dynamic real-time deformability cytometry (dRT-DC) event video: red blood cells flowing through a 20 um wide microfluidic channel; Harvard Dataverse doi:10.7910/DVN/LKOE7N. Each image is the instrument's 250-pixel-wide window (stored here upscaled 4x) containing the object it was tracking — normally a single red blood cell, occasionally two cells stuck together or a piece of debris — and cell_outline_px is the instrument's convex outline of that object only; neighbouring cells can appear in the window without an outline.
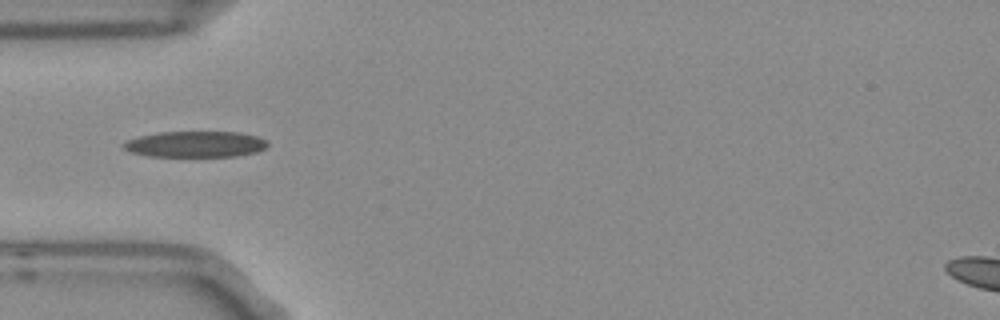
{"species": "Egyptian fruit bat (a non-hibernating species)", "species_latin": "Rousettus aegyptiacus", "temperature_condition": "room temperature", "stored_images_in_passage": 4, "camera_frame_rate_fps": 3000, "um_per_image_px": 0.085, "frame": {"image": 1, "passage_image": 4, "time_ms": 1.0, "image_size_px": [1000, 320], "cell_outline_px": [[268, 144], [264, 148], [256, 152], [236, 156], [148, 156], [132, 152], [124, 148], [124, 144], [128, 140], [140, 136], [160, 132], [240, 132], [256, 136], [268, 140]], "centroid_in_image_um": [16.66, 12.25], "position_along_channel_um": 68.3, "area_um2": 21.62}}